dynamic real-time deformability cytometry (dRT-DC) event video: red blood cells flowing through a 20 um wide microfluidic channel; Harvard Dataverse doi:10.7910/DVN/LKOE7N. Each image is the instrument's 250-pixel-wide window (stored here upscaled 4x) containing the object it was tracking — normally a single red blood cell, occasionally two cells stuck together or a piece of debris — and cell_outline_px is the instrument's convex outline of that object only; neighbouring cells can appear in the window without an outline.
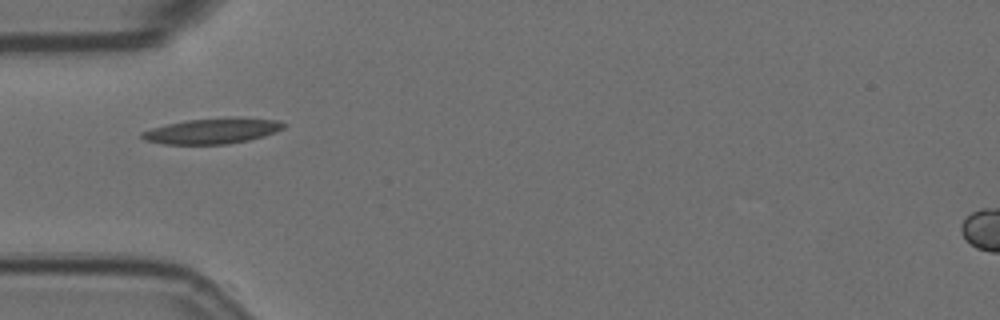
{"species": "Egyptian fruit bat (a non-hibernating species)", "species_latin": "Rousettus aegyptiacus", "temperature_condition": "room temperature", "stored_images_in_passage": 11, "camera_frame_rate_fps": 3000, "um_per_image_px": 0.085, "animal": {"sex": "female"}, "frame": {"image": 1, "passage_image": 1, "time_ms": 0.0, "image_size_px": [1000, 320], "cell_outline_px": [[288, 124], [284, 128], [276, 132], [264, 136], [248, 140], [224, 144], [164, 144], [144, 140], [140, 136], [140, 132], [152, 128], [184, 120], [236, 116], [240, 116], [276, 120]], "centroid_in_image_um": [18.08, 11.11], "position_along_channel_um": 66.9, "area_um2": 21.39}}
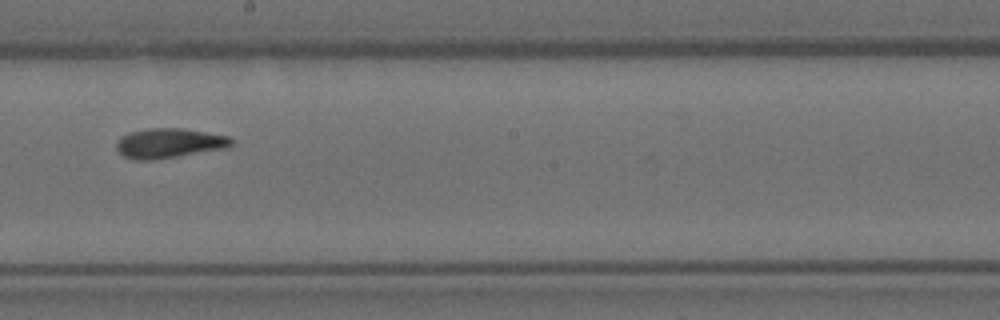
{"frame": {"image": 2, "passage_image": 5, "time_ms": 1.333, "image_size_px": [1000, 320], "cell_outline_px": [[232, 144], [228, 148], [152, 160], [136, 160], [124, 156], [116, 148], [116, 144], [120, 136], [128, 132], [148, 128], [184, 128], [228, 136], [232, 140]], "centroid_in_image_um": [14.36, 12.16], "position_along_channel_um": 233.8, "area_um2": 19.94}}
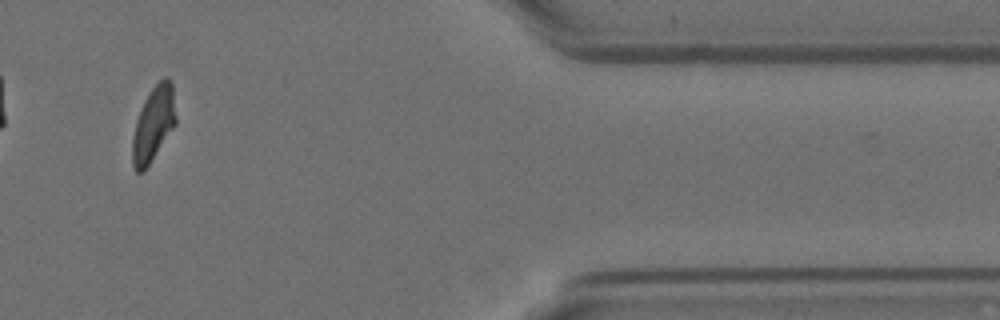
{"frame": {"image": 3, "passage_image": 10, "time_ms": 3.0, "image_size_px": [1000, 320], "cell_outline_px": [[176, 124], [144, 172], [136, 172], [132, 164], [132, 136], [136, 120], [144, 100], [148, 92], [164, 76], [168, 76], [172, 80], [176, 116]], "centroid_in_image_um": [13.04, 10.52], "position_along_channel_um": 398.4, "area_um2": 19.19}}